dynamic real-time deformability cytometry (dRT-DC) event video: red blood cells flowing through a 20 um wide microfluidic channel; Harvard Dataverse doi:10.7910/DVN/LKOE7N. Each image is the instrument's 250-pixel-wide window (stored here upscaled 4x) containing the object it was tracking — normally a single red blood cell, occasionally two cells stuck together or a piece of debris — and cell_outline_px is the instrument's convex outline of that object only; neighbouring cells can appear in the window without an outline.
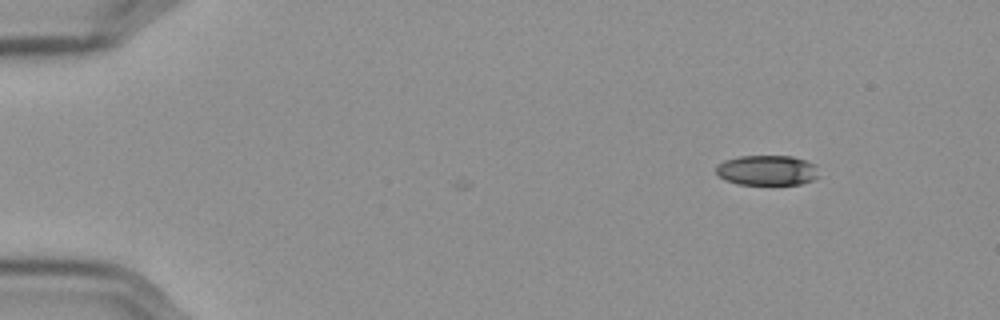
{"species": "Egyptian fruit bat (a non-hibernating species)", "species_latin": "Rousettus aegyptiacus", "temperature_condition": "cold", "stored_images_in_passage": 3, "camera_frame_rate_fps": 3000, "um_per_image_px": 0.085, "frame": {"image": 1, "passage_image": 1, "time_ms": 0.0, "image_size_px": [1000, 320], "cell_outline_px": [[816, 176], [812, 180], [800, 184], [736, 184], [724, 180], [716, 172], [716, 164], [724, 160], [740, 156], [792, 156], [804, 160], [812, 164]], "centroid_in_image_um": [65.1, 14.47], "position_along_channel_um": 19.9, "area_um2": 17.74}}